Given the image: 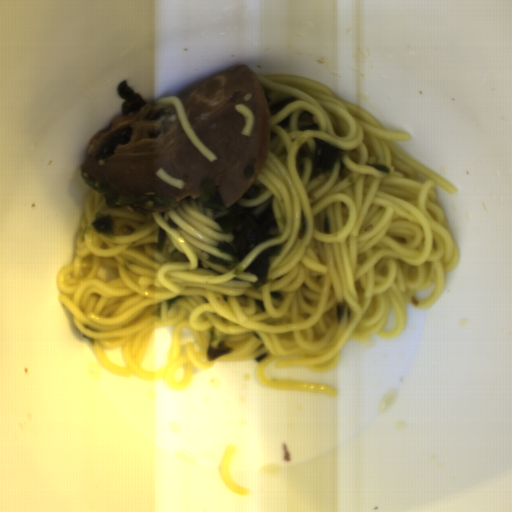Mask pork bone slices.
Returning <instances> with one entry per match:
<instances>
[{"label": "pork bone slices", "mask_w": 512, "mask_h": 512, "mask_svg": "<svg viewBox=\"0 0 512 512\" xmlns=\"http://www.w3.org/2000/svg\"><path fill=\"white\" fill-rule=\"evenodd\" d=\"M199 140L217 159L209 161L185 132L172 104L150 103L112 119L90 140L81 168L83 182L105 195L107 207L171 211L187 196L216 193L233 205L257 180L269 152L270 115L266 93L246 66L227 68L175 93ZM255 117L250 136L241 132ZM162 168L185 182L176 189L156 176Z\"/></svg>", "instance_id": "1"}]
</instances>
